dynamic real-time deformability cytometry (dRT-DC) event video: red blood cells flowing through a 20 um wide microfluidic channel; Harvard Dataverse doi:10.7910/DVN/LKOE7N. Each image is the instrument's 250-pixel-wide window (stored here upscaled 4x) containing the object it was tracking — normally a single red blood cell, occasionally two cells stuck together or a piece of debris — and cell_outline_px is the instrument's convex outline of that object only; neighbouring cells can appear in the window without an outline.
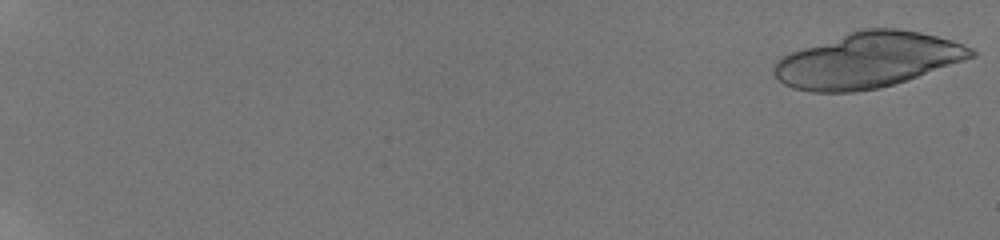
{"species": "human", "species_latin": "Homo sapiens", "temperature_condition": "room temperature", "stored_images_in_passage": 35, "camera_frame_rate_fps": 3000, "um_per_image_px": 0.085, "donor": {"sex": "male"}, "frame": {"image": 1, "passage_image": 1, "time_ms": 0.0, "image_size_px": [1000, 240], "cell_outline_px": [[976, 56], [880, 88], [856, 92], [812, 92], [792, 88], [784, 84], [772, 72], [772, 64], [776, 60], [792, 52], [848, 32], [860, 28], [900, 28], [920, 32], [952, 40], [972, 48], [976, 52]], "centroid_in_image_um": [73.73, 5.11], "position_along_channel_um": 11.3, "area_um2": 63.12}}
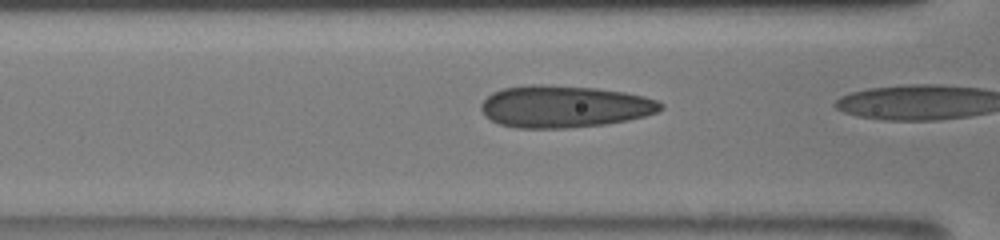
{"frame": {"image": 2, "passage_image": 33, "time_ms": 8.333, "image_size_px": [1000, 240], "cell_outline_px": [[664, 108], [656, 112], [644, 116], [628, 120], [604, 124], [568, 128], [516, 128], [500, 124], [484, 116], [480, 108], [480, 104], [492, 92], [504, 88], [532, 84], [540, 84], [596, 88], [624, 92], [644, 96], [656, 100], [664, 104]], "centroid_in_image_um": [47.95, 9.05], "position_along_channel_um": 118.7, "area_um2": 44.04}}